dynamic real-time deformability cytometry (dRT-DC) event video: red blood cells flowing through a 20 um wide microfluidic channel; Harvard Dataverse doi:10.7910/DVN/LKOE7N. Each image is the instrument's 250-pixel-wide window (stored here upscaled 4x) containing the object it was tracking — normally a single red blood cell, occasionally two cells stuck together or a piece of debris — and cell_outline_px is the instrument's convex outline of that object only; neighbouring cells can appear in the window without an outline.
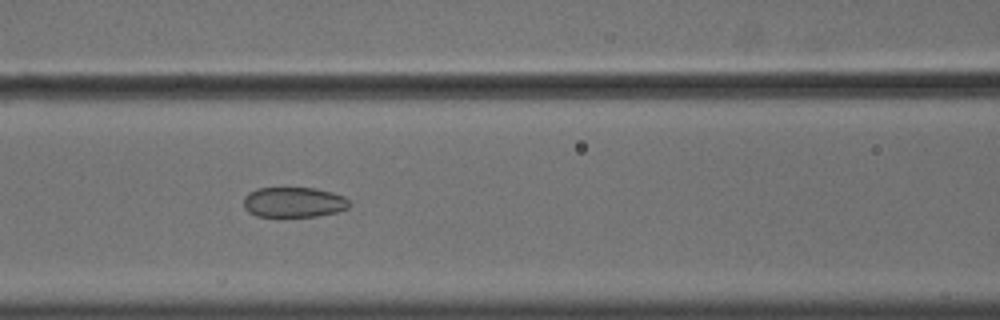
{"species": "common noctule bat (a hibernating species)", "species_latin": "Nyctalus noctula", "temperature_condition": "cold", "stored_images_in_passage": 56, "camera_frame_rate_fps": 3000, "um_per_image_px": 0.085, "animal": {"sex": "male", "body_mass_g": 18.8}, "frame": {"image": 1, "passage_image": 25, "time_ms": 8.0, "image_size_px": [1000, 320], "cell_outline_px": [[352, 204], [348, 208], [336, 212], [316, 216], [256, 216], [248, 212], [244, 208], [244, 196], [248, 192], [256, 188], [316, 188], [332, 192], [344, 196]], "centroid_in_image_um": [24.96, 17.18], "position_along_channel_um": 141.6, "area_um2": 18.73}}
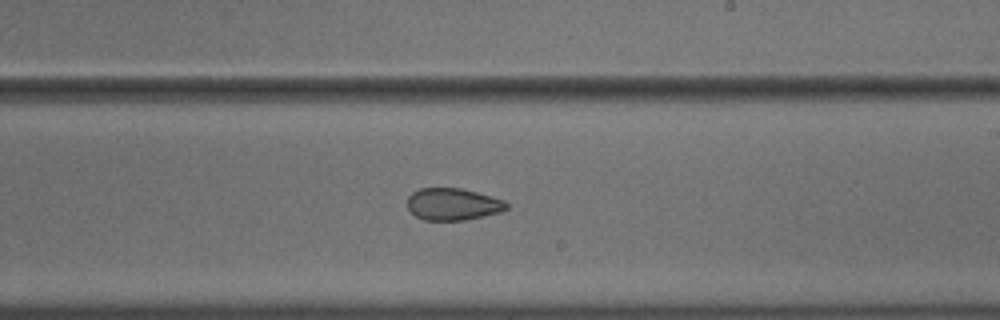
{"frame": {"image": 2, "passage_image": 34, "time_ms": 11.0, "image_size_px": [1000, 320], "cell_outline_px": [[508, 208], [500, 212], [464, 220], [424, 220], [416, 216], [408, 208], [408, 196], [412, 192], [420, 188], [460, 188], [476, 192], [504, 200], [508, 204]], "centroid_in_image_um": [38.48, 17.35], "position_along_channel_um": 250.5, "area_um2": 18.38}}
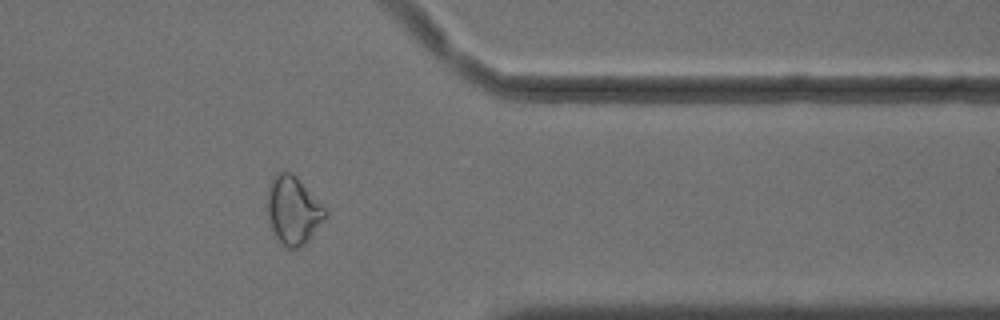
{"frame": {"image": 3, "passage_image": 46, "time_ms": 15.0, "image_size_px": [1000, 320], "cell_outline_px": [[328, 216], [308, 240], [304, 244], [296, 248], [288, 248], [280, 244], [272, 228], [268, 216], [268, 188], [272, 176], [276, 172], [292, 172], [296, 176], [328, 212]], "centroid_in_image_um": [24.92, 17.87], "position_along_channel_um": 386.5, "area_um2": 22.72}, "authors_computed_cell_mechanics": {"area_um2": 22.7154, "velocity_mm_per_s": 3.632, "shape_relaxation_time_tau1_ms": null, "shape_relaxation_time_tau2_ms": 2.0326, "deformation_change_tau1": null, "deformation_change_tau2": 0.0751}}